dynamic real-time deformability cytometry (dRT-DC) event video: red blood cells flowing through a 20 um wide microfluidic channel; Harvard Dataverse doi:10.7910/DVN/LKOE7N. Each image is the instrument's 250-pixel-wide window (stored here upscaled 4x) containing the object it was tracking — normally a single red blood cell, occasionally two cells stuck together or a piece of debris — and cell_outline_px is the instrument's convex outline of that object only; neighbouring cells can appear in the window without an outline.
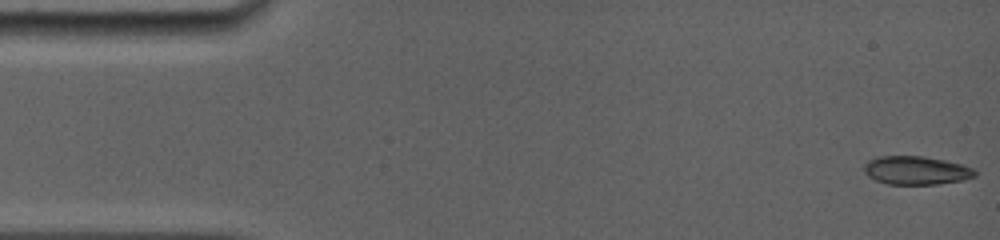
{"species": "common noctule bat (a hibernating species)", "species_latin": "Nyctalus noctula", "temperature_condition": "room temperature", "stored_images_in_passage": 16, "camera_frame_rate_fps": 5000, "um_per_image_px": 0.085, "animal": {"sex": "female", "body_mass_g": 19.0, "forearm_length_mm": 56.7}, "frame": {"image": 1, "passage_image": 1, "time_ms": 0.0, "image_size_px": [1000, 240], "cell_outline_px": [[976, 176], [964, 180], [936, 184], [888, 184], [876, 180], [868, 176], [864, 172], [864, 164], [868, 160], [880, 156], [924, 156], [944, 160], [960, 164], [972, 168], [976, 172]], "centroid_in_image_um": [77.86, 14.48], "position_along_channel_um": 7.1, "area_um2": 18.32}}
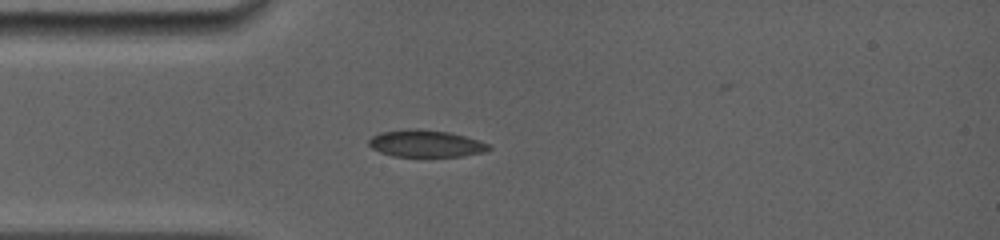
{"frame": {"image": 2, "passage_image": 14, "time_ms": 4.0, "image_size_px": [1000, 240], "cell_outline_px": [[492, 148], [484, 152], [464, 156], [392, 156], [380, 152], [372, 148], [368, 144], [368, 140], [372, 136], [380, 132], [408, 128], [416, 128], [448, 132], [464, 136], [488, 144]], "centroid_in_image_um": [36.15, 12.19], "position_along_channel_um": 48.9, "area_um2": 18.84}}